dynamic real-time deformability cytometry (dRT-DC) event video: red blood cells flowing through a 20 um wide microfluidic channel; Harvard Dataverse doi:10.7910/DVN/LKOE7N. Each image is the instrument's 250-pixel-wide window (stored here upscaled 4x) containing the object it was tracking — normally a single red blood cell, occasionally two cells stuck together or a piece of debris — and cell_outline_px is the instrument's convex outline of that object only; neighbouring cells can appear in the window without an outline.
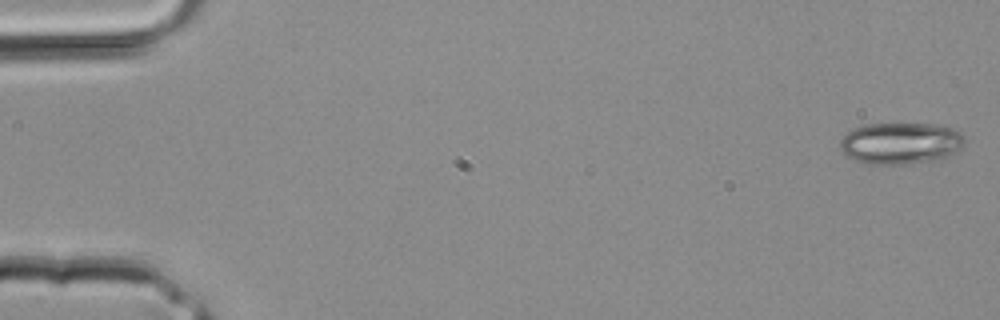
{"species": "common noctule bat (a hibernating species)", "species_latin": "Nyctalus noctula", "temperature_condition": "room temperature", "stored_images_in_passage": 4, "camera_frame_rate_fps": 3000, "um_per_image_px": 0.085, "animal": {"sex": "male", "body_mass_g": 20.4}, "frame": {"image": 1, "passage_image": 1, "time_ms": 0.0, "image_size_px": [1000, 320], "cell_outline_px": [[964, 144], [956, 152], [948, 156], [936, 160], [908, 164], [864, 164], [848, 156], [840, 148], [840, 140], [852, 128], [868, 124], [936, 124], [956, 128], [964, 132]], "centroid_in_image_um": [76.6, 12.17], "position_along_channel_um": 8.4, "area_um2": 30.52}}